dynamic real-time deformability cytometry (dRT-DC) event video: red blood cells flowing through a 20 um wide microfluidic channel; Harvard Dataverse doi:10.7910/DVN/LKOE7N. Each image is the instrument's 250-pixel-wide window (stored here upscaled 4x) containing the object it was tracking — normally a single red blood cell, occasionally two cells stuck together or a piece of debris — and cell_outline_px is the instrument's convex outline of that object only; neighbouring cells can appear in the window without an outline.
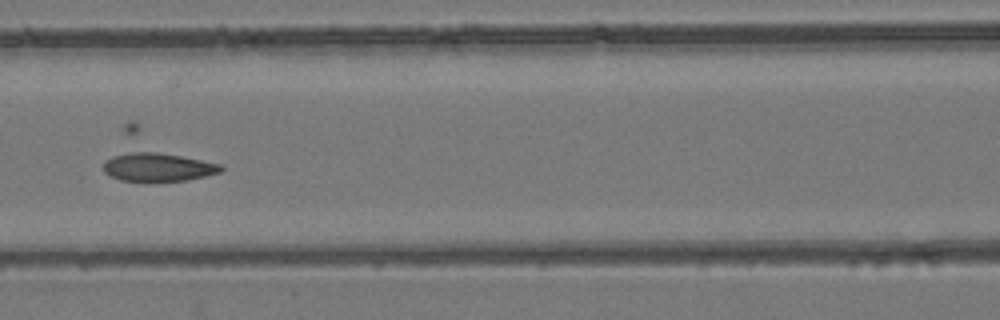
{"species": "common noctule bat (a hibernating species)", "species_latin": "Nyctalus noctula", "temperature_condition": "room temperature", "stored_images_in_passage": 7, "camera_frame_rate_fps": 3000, "um_per_image_px": 0.085, "animal": {"sex": "female", "body_mass_g": 24.6, "forearm_length_mm": 56.2}, "frame": {"image": 1, "passage_image": 7, "time_ms": 7.0, "image_size_px": [1000, 320], "cell_outline_px": [[224, 168], [220, 172], [204, 176], [184, 180], [120, 180], [104, 172], [104, 160], [112, 156], [132, 152], [156, 152], [180, 156], [220, 164]], "centroid_in_image_um": [13.4, 14.19], "position_along_channel_um": 153.2, "area_um2": 18.84}}